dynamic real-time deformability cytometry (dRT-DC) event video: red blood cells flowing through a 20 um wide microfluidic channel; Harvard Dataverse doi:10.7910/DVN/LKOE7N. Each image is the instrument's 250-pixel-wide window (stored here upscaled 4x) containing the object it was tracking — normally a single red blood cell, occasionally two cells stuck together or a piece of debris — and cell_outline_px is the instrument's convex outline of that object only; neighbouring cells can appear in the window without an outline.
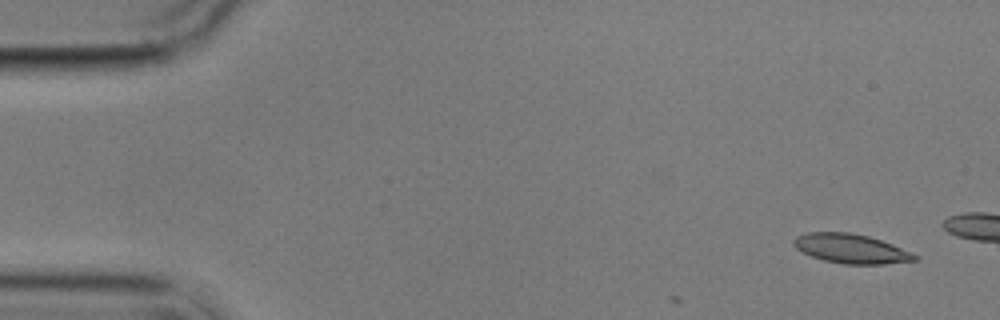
{"species": "common noctule bat (a hibernating species)", "species_latin": "Nyctalus noctula", "temperature_condition": "cold", "stored_images_in_passage": 3, "camera_frame_rate_fps": 3000, "um_per_image_px": 0.085, "animal": {"sex": "male", "body_mass_g": 17.9}, "frame": {"image": 1, "passage_image": 1, "time_ms": 0.0, "image_size_px": [1000, 320], "cell_outline_px": [[920, 260], [884, 264], [844, 264], [824, 260], [812, 256], [796, 248], [792, 244], [792, 240], [796, 236], [808, 232], [848, 232], [868, 236], [892, 244], [912, 252]], "centroid_in_image_um": [72.34, 21.13], "position_along_channel_um": 12.7, "area_um2": 20.63}}